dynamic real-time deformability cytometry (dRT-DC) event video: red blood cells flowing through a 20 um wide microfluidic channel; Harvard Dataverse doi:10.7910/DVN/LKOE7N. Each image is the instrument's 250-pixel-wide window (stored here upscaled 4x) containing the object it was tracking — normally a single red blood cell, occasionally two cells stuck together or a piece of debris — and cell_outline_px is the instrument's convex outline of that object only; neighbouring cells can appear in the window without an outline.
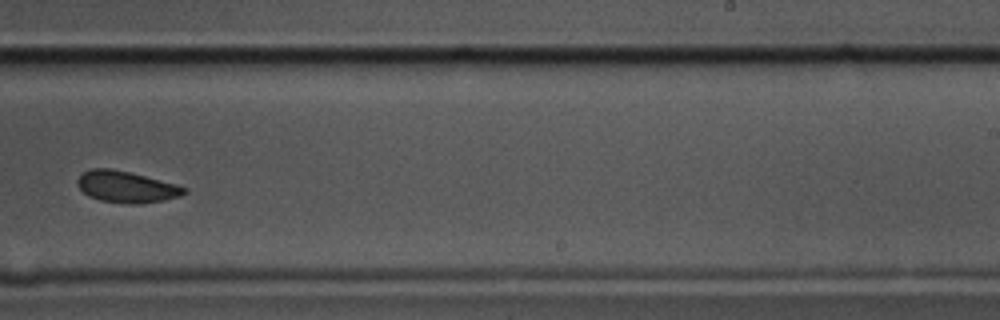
{"species": "common noctule bat (a hibernating species)", "species_latin": "Nyctalus noctula", "temperature_condition": "cold", "stored_images_in_passage": 10, "camera_frame_rate_fps": 3000, "um_per_image_px": 0.085, "animal": {"sex": "male", "body_mass_g": 17.5, "forearm_length_mm": 52.3}, "frame": {"image": 1, "passage_image": 9, "time_ms": 2.667, "image_size_px": [1000, 320], "cell_outline_px": [[188, 192], [180, 196], [164, 200], [140, 204], [132, 204], [100, 200], [88, 196], [76, 184], [76, 180], [84, 172], [92, 168], [112, 168], [176, 184], [188, 188]], "centroid_in_image_um": [10.75, 15.89], "position_along_channel_um": 278.3, "area_um2": 19.48}}
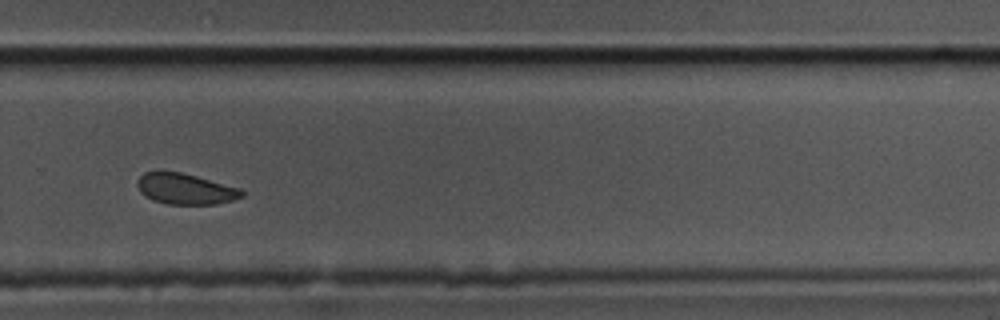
{"frame": {"image": 2, "passage_image": 10, "time_ms": 3.0, "image_size_px": [1000, 320], "cell_outline_px": [[244, 196], [232, 200], [216, 204], [168, 204], [152, 200], [144, 196], [140, 192], [136, 184], [136, 180], [144, 172], [180, 172], [244, 188]], "centroid_in_image_um": [15.78, 16.06], "position_along_channel_um": 314.0, "area_um2": 18.96}}